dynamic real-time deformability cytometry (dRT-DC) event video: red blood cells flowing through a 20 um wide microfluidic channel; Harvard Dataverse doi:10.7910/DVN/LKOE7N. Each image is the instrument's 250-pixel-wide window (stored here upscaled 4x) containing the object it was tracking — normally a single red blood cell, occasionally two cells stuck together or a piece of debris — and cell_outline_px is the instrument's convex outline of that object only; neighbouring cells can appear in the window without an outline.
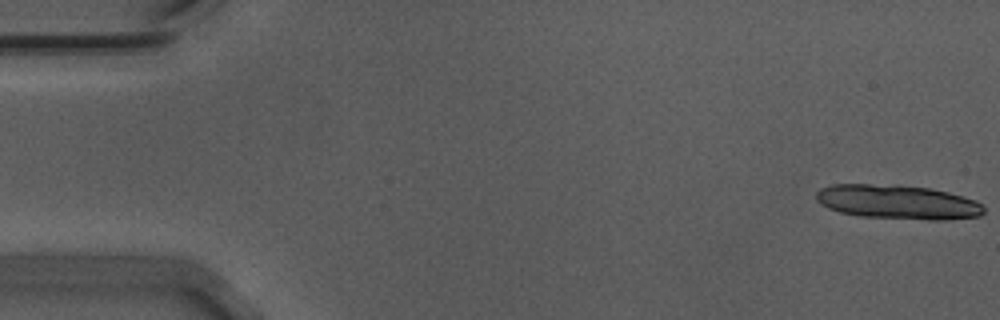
{"species": "Egyptian fruit bat (a non-hibernating species)", "species_latin": "Rousettus aegyptiacus", "temperature_condition": "warm", "stored_images_in_passage": 8, "camera_frame_rate_fps": 3000, "um_per_image_px": 0.085, "animal": {"sex": "male"}, "frame": {"image": 1, "passage_image": 1, "time_ms": 0.0, "image_size_px": [1000, 320], "cell_outline_px": [[984, 212], [980, 216], [948, 220], [928, 220], [860, 216], [840, 212], [828, 208], [820, 204], [816, 200], [816, 192], [820, 188], [832, 184], [896, 184], [932, 188], [964, 196], [976, 200], [984, 208]], "centroid_in_image_um": [76.31, 17.16], "position_along_channel_um": 8.7, "area_um2": 33.93}}